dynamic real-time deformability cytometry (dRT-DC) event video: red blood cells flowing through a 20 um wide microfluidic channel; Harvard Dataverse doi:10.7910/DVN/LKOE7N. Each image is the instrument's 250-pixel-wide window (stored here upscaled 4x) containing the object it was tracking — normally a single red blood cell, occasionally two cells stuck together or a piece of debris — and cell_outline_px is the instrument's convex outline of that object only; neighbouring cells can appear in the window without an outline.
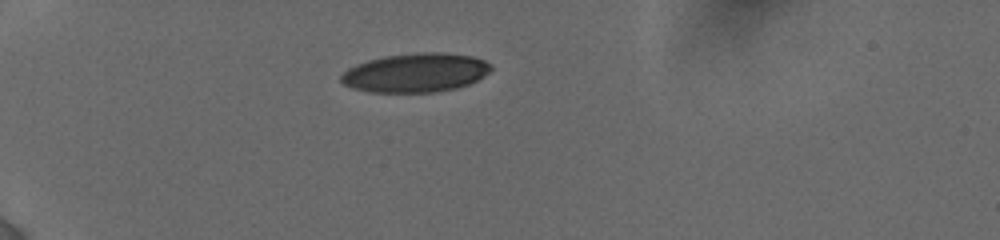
{"species": "human", "species_latin": "Homo sapiens", "temperature_condition": "cold", "stored_images_in_passage": 5, "camera_frame_rate_fps": 3000, "um_per_image_px": 0.085, "donor": {"sex": "female"}, "frame": {"image": 1, "passage_image": 1, "time_ms": 0.0, "image_size_px": [1000, 240], "cell_outline_px": [[492, 68], [484, 76], [468, 84], [456, 88], [436, 92], [368, 92], [352, 88], [344, 84], [340, 80], [340, 76], [348, 68], [356, 64], [368, 60], [384, 56], [428, 52], [440, 52], [472, 56], [484, 60], [492, 64]], "centroid_in_image_um": [35.32, 6.18], "position_along_channel_um": 49.7, "area_um2": 33.99}}
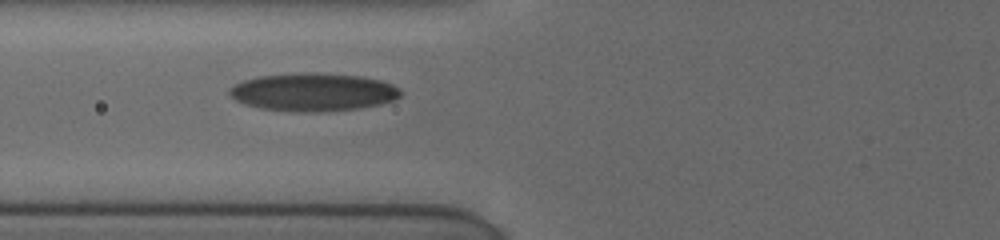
{"frame": {"image": 2, "passage_image": 4, "time_ms": 2.333, "image_size_px": [1000, 240], "cell_outline_px": [[400, 96], [392, 100], [380, 104], [356, 108], [316, 112], [260, 108], [236, 100], [228, 92], [228, 88], [244, 80], [260, 76], [304, 72], [360, 76], [380, 80], [392, 84], [400, 88]], "centroid_in_image_um": [26.63, 7.81], "position_along_channel_um": 99.2, "area_um2": 37.22}}
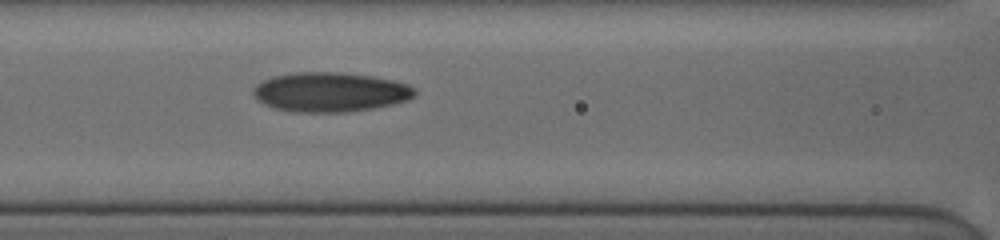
{"frame": {"image": 3, "passage_image": 5, "time_ms": 3.333, "image_size_px": [1000, 240], "cell_outline_px": [[416, 96], [408, 100], [392, 104], [372, 108], [344, 112], [292, 112], [276, 108], [264, 104], [252, 92], [256, 84], [264, 80], [276, 76], [296, 72], [340, 72], [372, 76], [396, 80], [408, 84], [416, 88]], "centroid_in_image_um": [28.13, 7.82], "position_along_channel_um": 138.5, "area_um2": 37.17}}